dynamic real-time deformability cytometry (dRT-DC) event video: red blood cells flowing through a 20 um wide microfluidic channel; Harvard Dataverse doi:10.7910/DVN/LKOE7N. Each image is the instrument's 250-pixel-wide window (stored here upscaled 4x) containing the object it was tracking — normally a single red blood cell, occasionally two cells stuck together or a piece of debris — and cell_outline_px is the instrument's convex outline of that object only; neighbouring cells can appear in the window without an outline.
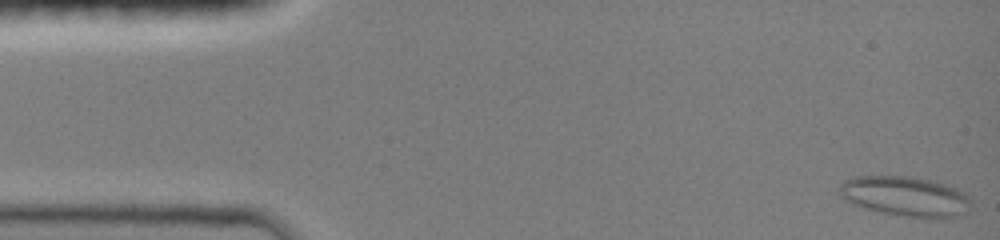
{"species": "common noctule bat (a hibernating species)", "species_latin": "Nyctalus noctula", "temperature_condition": "room temperature", "stored_images_in_passage": 68, "camera_frame_rate_fps": 3000, "um_per_image_px": 0.085, "animal": {"sex": "female", "body_mass_g": 19.0, "forearm_length_mm": 51.5}, "frame": {"image": 1, "passage_image": 1, "time_ms": 0.0, "image_size_px": [1000, 240], "cell_outline_px": [[968, 212], [960, 216], [944, 220], [920, 220], [876, 212], [864, 208], [840, 196], [840, 184], [848, 180], [860, 176], [900, 176], [924, 180], [940, 184], [952, 188], [960, 192], [968, 200]], "centroid_in_image_um": [76.95, 16.78], "position_along_channel_um": 8.1, "area_um2": 30.46}}
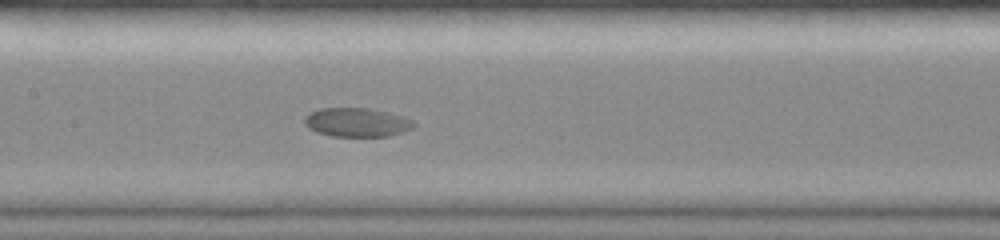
{"frame": {"image": 2, "passage_image": 33, "time_ms": 7.333, "image_size_px": [1000, 240], "cell_outline_px": [[416, 124], [412, 128], [404, 132], [388, 136], [332, 136], [316, 132], [308, 128], [304, 124], [304, 116], [308, 112], [320, 108], [368, 108], [400, 116], [412, 120]], "centroid_in_image_um": [30.27, 10.4], "position_along_channel_um": 177.1, "area_um2": 18.38}}
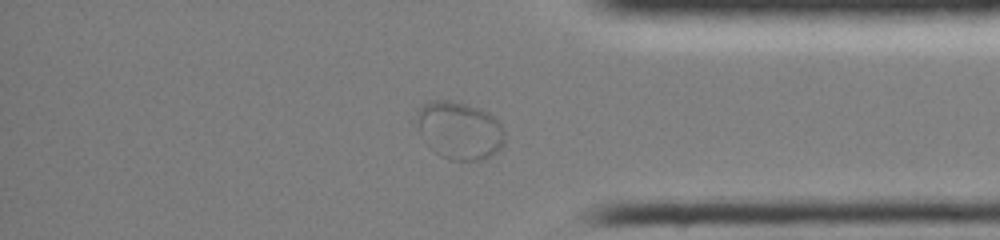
{"frame": {"image": 3, "passage_image": 62, "time_ms": 13.0, "image_size_px": [1000, 240], "cell_outline_px": [[504, 144], [492, 156], [484, 160], [448, 160], [440, 156], [428, 148], [424, 144], [420, 136], [416, 116], [416, 112], [428, 100], [448, 100], [468, 104], [480, 108], [488, 112], [504, 128]], "centroid_in_image_um": [39.03, 11.1], "position_along_channel_um": 396.2, "area_um2": 30.17}}